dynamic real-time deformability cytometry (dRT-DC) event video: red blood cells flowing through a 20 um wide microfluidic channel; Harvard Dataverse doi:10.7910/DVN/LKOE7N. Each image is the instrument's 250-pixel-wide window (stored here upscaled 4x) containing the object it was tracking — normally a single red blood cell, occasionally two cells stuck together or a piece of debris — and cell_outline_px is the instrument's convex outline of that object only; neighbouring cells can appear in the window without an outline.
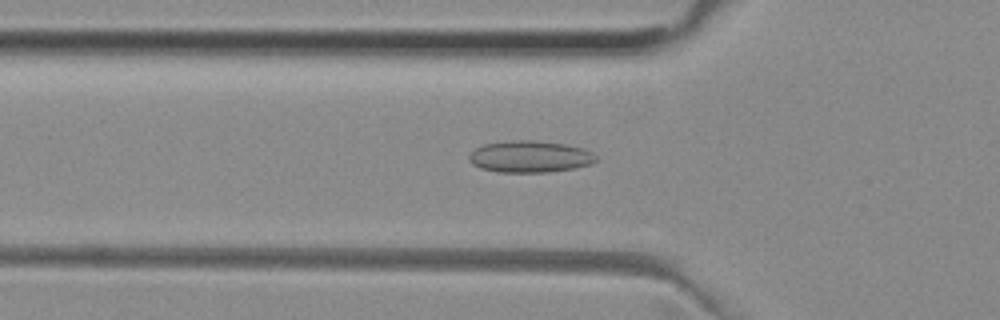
{"species": "common noctule bat (a hibernating species)", "species_latin": "Nyctalus noctula", "temperature_condition": "room temperature", "stored_images_in_passage": 38, "camera_frame_rate_fps": 3000, "um_per_image_px": 0.085, "animal": {"sex": "female", "body_mass_g": 29.2, "forearm_length_mm": 56.3}, "frame": {"image": 1, "passage_image": 11, "time_ms": 3.333, "image_size_px": [1000, 320], "cell_outline_px": [[596, 160], [588, 164], [576, 168], [548, 172], [496, 172], [480, 168], [472, 164], [468, 160], [468, 156], [476, 148], [484, 144], [512, 140], [532, 140], [564, 144], [584, 148], [592, 152], [596, 156]], "centroid_in_image_um": [45.02, 13.31], "position_along_channel_um": 80.8, "area_um2": 23.47}}
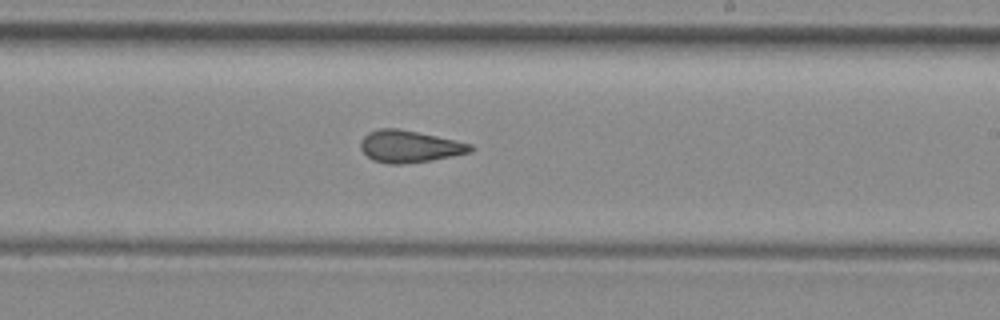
{"frame": {"image": 2, "passage_image": 24, "time_ms": 7.667, "image_size_px": [1000, 320], "cell_outline_px": [[476, 148], [472, 152], [432, 160], [404, 164], [388, 164], [372, 160], [360, 148], [360, 140], [368, 132], [380, 128], [400, 128], [456, 140], [472, 144]], "centroid_in_image_um": [34.82, 12.44], "position_along_channel_um": 254.2, "area_um2": 20.75}}
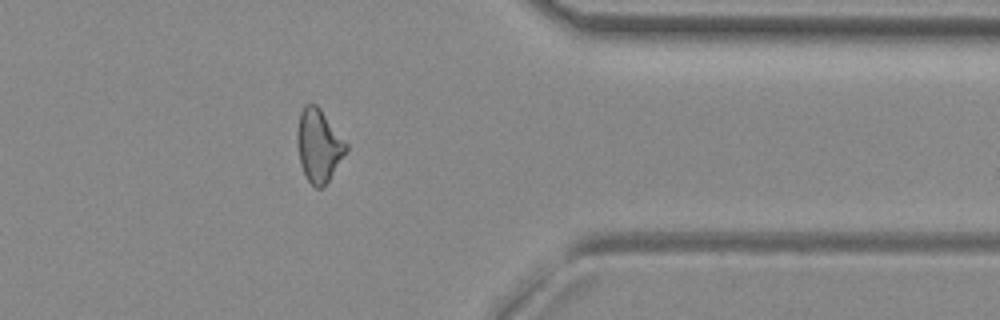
{"frame": {"image": 3, "passage_image": 35, "time_ms": 11.333, "image_size_px": [1000, 320], "cell_outline_px": [[348, 148], [328, 180], [320, 188], [316, 188], [308, 180], [300, 164], [296, 140], [296, 132], [300, 112], [304, 104], [316, 104], [320, 108], [348, 144]], "centroid_in_image_um": [27.06, 12.32], "position_along_channel_um": 384.3, "area_um2": 20.52}, "authors_computed_cell_mechanics": {"area_um2": 20.9236, "velocity_mm_per_s": 3.9914, "shape_relaxation_time_tau1_ms": null, "shape_relaxation_time_tau2_ms": 2.2672, "deformation_change_tau1": null, "deformation_change_tau2": 0.0996}}